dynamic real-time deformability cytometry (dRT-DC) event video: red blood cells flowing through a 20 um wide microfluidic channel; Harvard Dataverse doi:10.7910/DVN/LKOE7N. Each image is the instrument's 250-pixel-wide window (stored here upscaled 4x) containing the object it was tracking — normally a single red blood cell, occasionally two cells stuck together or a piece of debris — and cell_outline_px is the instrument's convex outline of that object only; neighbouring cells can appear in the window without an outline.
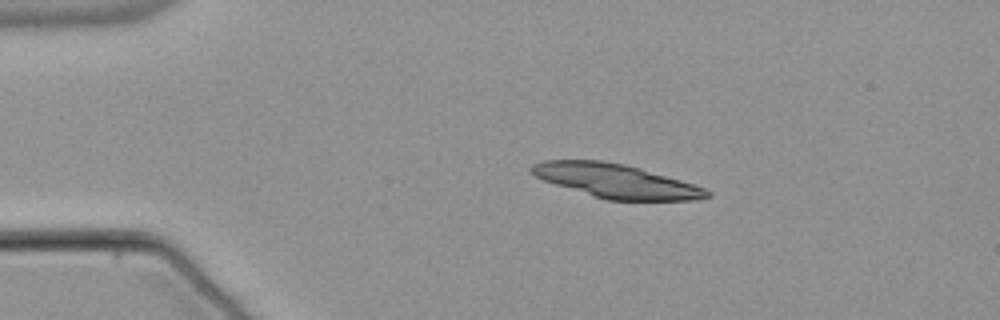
{"species": "common noctule bat (a hibernating species)", "species_latin": "Nyctalus noctula", "temperature_condition": "warm", "stored_images_in_passage": 11, "camera_frame_rate_fps": 3000, "um_per_image_px": 0.085, "animal": {"sex": "male", "body_mass_g": 21.5, "forearm_length_mm": 52.0}, "frame": {"image": 1, "passage_image": 1, "time_ms": 0.0, "image_size_px": [1000, 320], "cell_outline_px": [[712, 196], [696, 200], [608, 200], [556, 184], [544, 180], [528, 172], [528, 168], [532, 164], [544, 160], [600, 160], [624, 164], [680, 180], [704, 188], [712, 192]], "centroid_in_image_um": [52.34, 15.38], "position_along_channel_um": 32.7, "area_um2": 34.16}}